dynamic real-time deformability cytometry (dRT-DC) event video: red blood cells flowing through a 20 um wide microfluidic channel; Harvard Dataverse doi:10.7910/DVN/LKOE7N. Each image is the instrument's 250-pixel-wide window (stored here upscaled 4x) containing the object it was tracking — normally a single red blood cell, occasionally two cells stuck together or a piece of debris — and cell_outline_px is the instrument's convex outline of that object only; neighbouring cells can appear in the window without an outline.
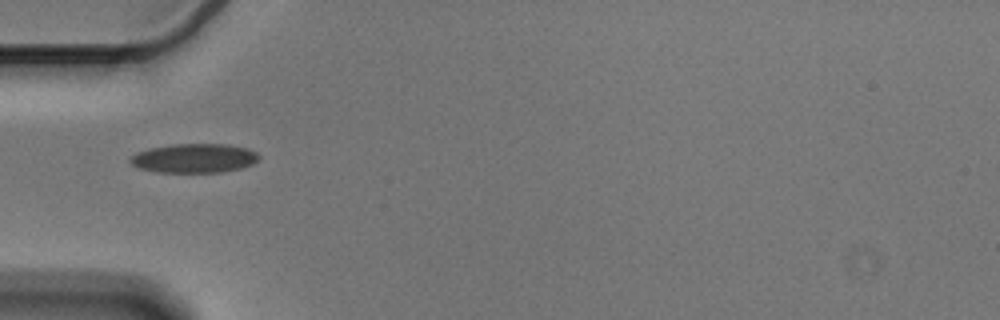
{"species": "Egyptian fruit bat (a non-hibernating species)", "species_latin": "Rousettus aegyptiacus", "temperature_condition": "cold", "stored_images_in_passage": 39, "camera_frame_rate_fps": 3000, "um_per_image_px": 0.085, "animal": {"sex": "male"}, "frame": {"image": 1, "passage_image": 1, "time_ms": 0.0, "image_size_px": [1000, 320], "cell_outline_px": [[260, 156], [252, 164], [244, 168], [220, 172], [156, 172], [136, 168], [128, 160], [136, 152], [148, 148], [172, 144], [228, 144], [248, 148], [256, 152]], "centroid_in_image_um": [16.48, 13.44], "position_along_channel_um": 68.5, "area_um2": 22.08}}
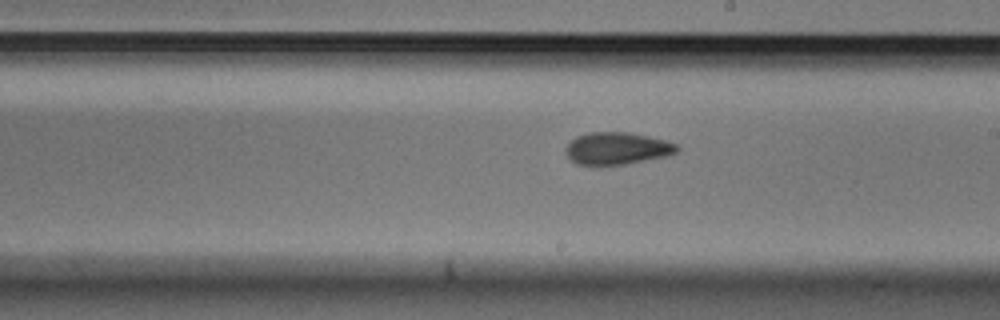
{"frame": {"image": 2, "passage_image": 15, "time_ms": 4.667, "image_size_px": [1000, 320], "cell_outline_px": [[680, 148], [676, 152], [668, 156], [624, 164], [600, 168], [596, 168], [576, 164], [564, 152], [564, 148], [576, 136], [588, 132], [628, 132], [648, 136], [664, 140], [676, 144]], "centroid_in_image_um": [52.39, 12.65], "position_along_channel_um": 236.6, "area_um2": 21.5}}
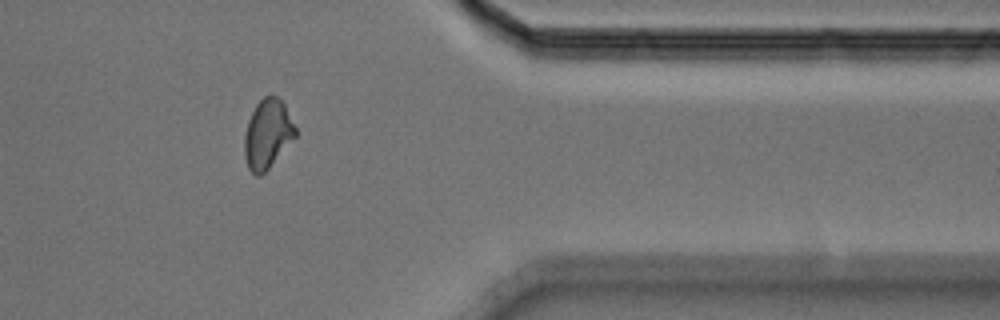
{"frame": {"image": 3, "passage_image": 29, "time_ms": 9.333, "image_size_px": [1000, 320], "cell_outline_px": [[296, 136], [268, 168], [260, 176], [256, 176], [248, 168], [244, 156], [244, 136], [248, 120], [256, 104], [268, 92], [276, 96], [284, 104], [296, 128]], "centroid_in_image_um": [22.72, 11.37], "position_along_channel_um": 388.7, "area_um2": 20.46}, "authors_computed_cell_mechanics": {"area_um2": 20.5768, "velocity_mm_per_s": 3.5884, "shape_relaxation_time_tau1_ms": 4.4576, "shape_relaxation_time_tau2_ms": 4.6466, "deformation_change_tau1": 0.1174, "deformation_change_tau2": 0.1037}}